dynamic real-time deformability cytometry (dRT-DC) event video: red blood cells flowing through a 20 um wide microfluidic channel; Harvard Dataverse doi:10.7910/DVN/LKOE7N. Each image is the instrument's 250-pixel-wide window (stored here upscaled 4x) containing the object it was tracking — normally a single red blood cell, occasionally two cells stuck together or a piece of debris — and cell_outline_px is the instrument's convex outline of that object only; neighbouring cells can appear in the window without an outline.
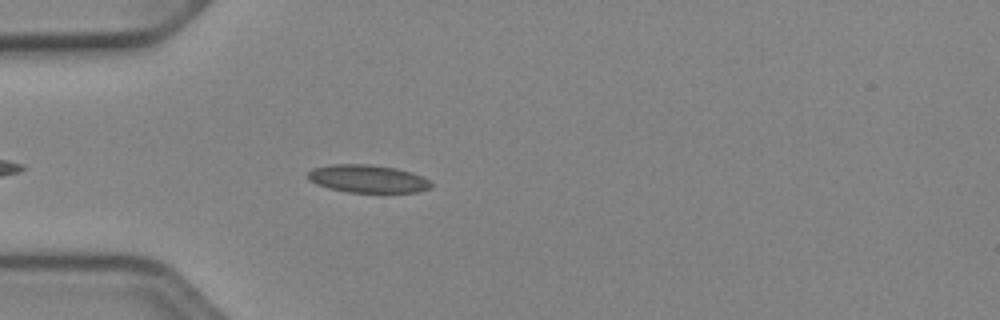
{"species": "Egyptian fruit bat (a non-hibernating species)", "species_latin": "Rousettus aegyptiacus", "temperature_condition": "cold", "stored_images_in_passage": 37, "camera_frame_rate_fps": 3000, "um_per_image_px": 0.085, "animal": {"sex": "female"}, "frame": {"image": 1, "passage_image": 3, "time_ms": 0.667, "image_size_px": [1000, 320], "cell_outline_px": [[432, 188], [416, 192], [348, 192], [328, 188], [316, 184], [308, 180], [308, 172], [312, 168], [336, 164], [368, 164], [396, 168], [412, 172], [428, 180], [432, 184]], "centroid_in_image_um": [31.24, 15.19], "position_along_channel_um": 53.8, "area_um2": 19.94}}
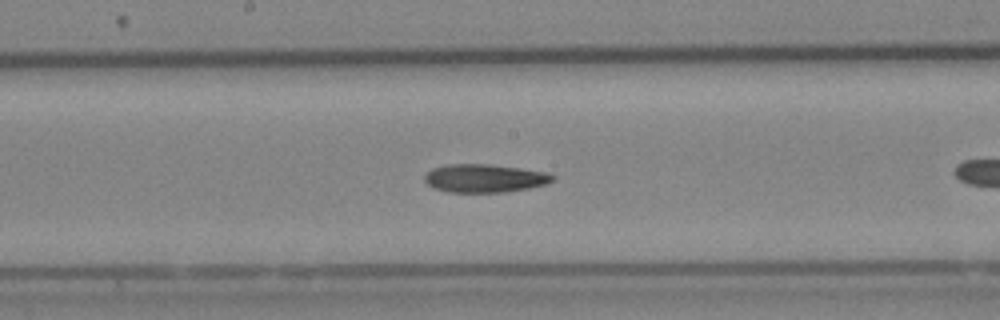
{"frame": {"image": 2, "passage_image": 12, "time_ms": 3.667, "image_size_px": [1000, 320], "cell_outline_px": [[556, 176], [548, 184], [528, 188], [504, 192], [448, 192], [432, 188], [424, 180], [424, 176], [432, 168], [448, 164], [488, 164], [544, 172]], "centroid_in_image_um": [41.15, 15.16], "position_along_channel_um": 207.1, "area_um2": 20.92}}
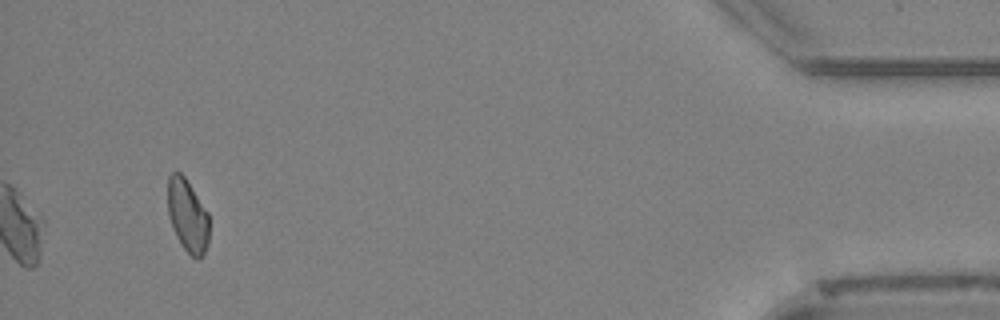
{"frame": {"image": 3, "passage_image": 37, "time_ms": 12.0, "image_size_px": [1000, 320], "cell_outline_px": [[208, 244], [200, 260], [196, 260], [180, 244], [176, 236], [168, 216], [168, 176], [172, 172], [180, 172], [184, 176], [208, 212]], "centroid_in_image_um": [15.94, 18.34], "position_along_channel_um": 419.3, "area_um2": 17.57}}